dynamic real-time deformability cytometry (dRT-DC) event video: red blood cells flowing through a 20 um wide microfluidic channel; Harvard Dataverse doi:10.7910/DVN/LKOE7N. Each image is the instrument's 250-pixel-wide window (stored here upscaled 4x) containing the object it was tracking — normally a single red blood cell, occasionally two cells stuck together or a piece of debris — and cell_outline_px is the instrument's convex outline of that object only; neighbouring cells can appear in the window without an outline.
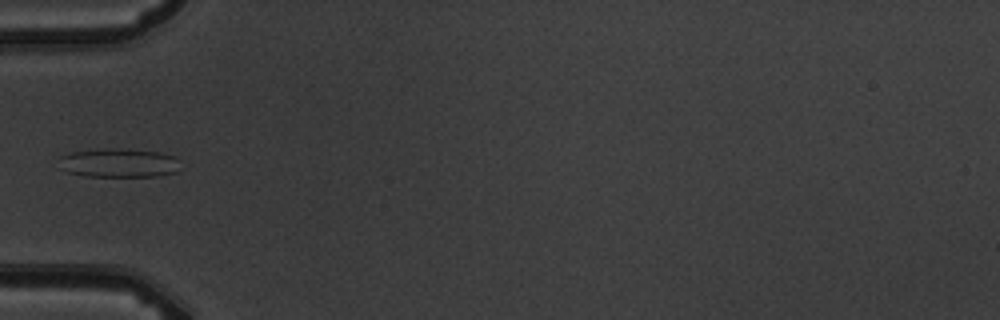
{"species": "common noctule bat (a hibernating species)", "species_latin": "Nyctalus noctula", "temperature_condition": "warm", "stored_images_in_passage": 5, "camera_frame_rate_fps": 3000, "um_per_image_px": 0.085, "animal": {"sex": "male", "body_mass_g": 19.5, "forearm_length_mm": 54.6}, "frame": {"image": 1, "passage_image": 5, "time_ms": 5.333, "image_size_px": [1000, 320], "cell_outline_px": [[180, 160], [176, 172], [156, 176], [84, 176], [68, 172], [60, 156], [72, 152], [104, 148], [124, 148], [160, 152], [172, 156]], "centroid_in_image_um": [10.17, 13.83], "position_along_channel_um": 74.8, "area_um2": 20.17}}